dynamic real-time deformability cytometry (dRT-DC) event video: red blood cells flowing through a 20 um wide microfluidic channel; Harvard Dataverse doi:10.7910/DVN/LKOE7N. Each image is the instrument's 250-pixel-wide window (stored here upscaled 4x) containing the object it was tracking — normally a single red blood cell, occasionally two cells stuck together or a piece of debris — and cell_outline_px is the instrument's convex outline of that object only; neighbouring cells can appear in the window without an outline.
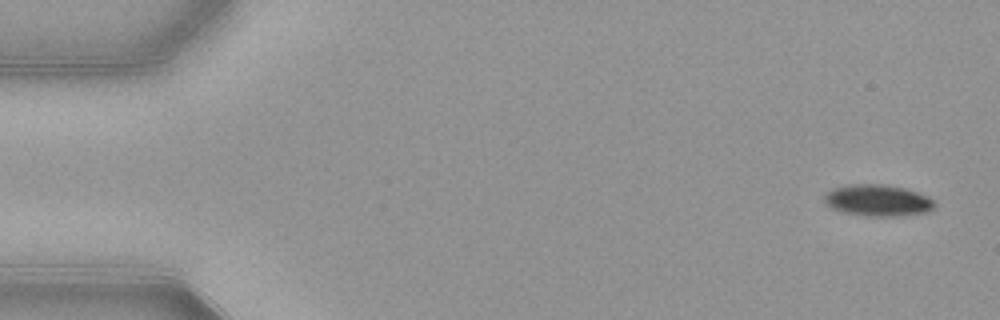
{"species": "common noctule bat (a hibernating species)", "species_latin": "Nyctalus noctula", "temperature_condition": "warm", "stored_images_in_passage": 52, "camera_frame_rate_fps": 3000, "um_per_image_px": 0.085, "animal": {"sex": "female", "body_mass_g": 21.9}, "frame": {"image": 1, "passage_image": 1, "time_ms": 0.0, "image_size_px": [1000, 320], "cell_outline_px": [[936, 204], [928, 212], [896, 216], [868, 216], [844, 212], [832, 208], [824, 200], [824, 192], [832, 188], [844, 184], [884, 184], [904, 188], [928, 196]], "centroid_in_image_um": [74.58, 17.02], "position_along_channel_um": 10.4, "area_um2": 20.29}}
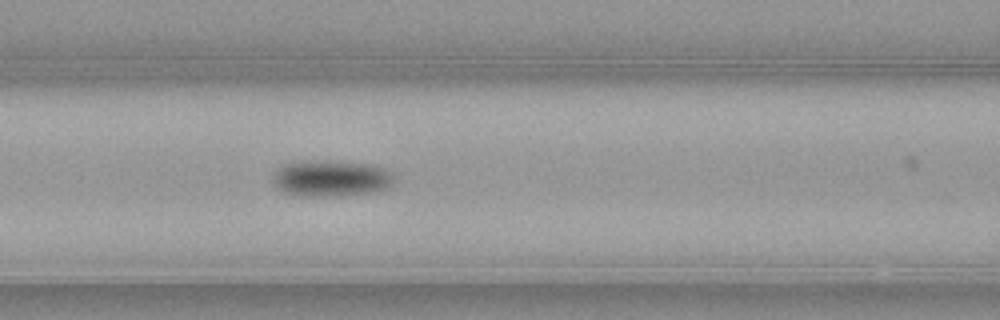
{"frame": {"image": 2, "passage_image": 21, "time_ms": 6.667, "image_size_px": [1000, 320], "cell_outline_px": [[392, 184], [388, 188], [372, 192], [336, 196], [296, 196], [284, 192], [276, 188], [272, 180], [272, 172], [276, 168], [292, 160], [328, 160], [368, 164], [384, 168], [392, 172]], "centroid_in_image_um": [28.04, 15.14], "position_along_channel_um": 138.6, "area_um2": 26.24}}
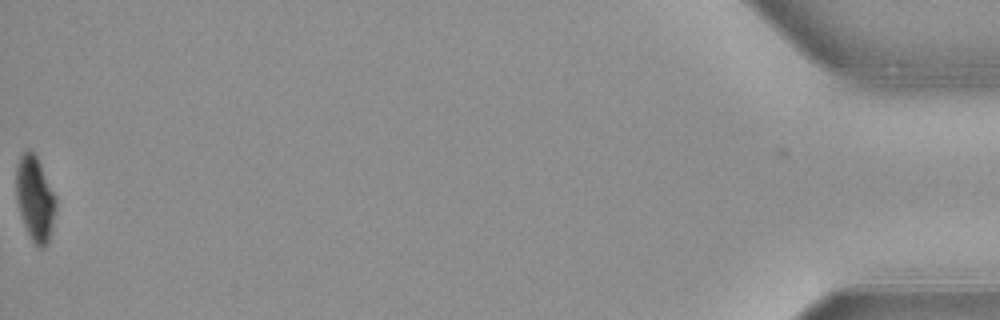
{"frame": {"image": 3, "passage_image": 52, "time_ms": 17.0, "image_size_px": [1000, 320], "cell_outline_px": [[56, 208], [48, 240], [40, 248], [36, 248], [24, 224], [16, 200], [16, 168], [20, 156], [28, 148], [36, 156], [40, 164], [56, 200]], "centroid_in_image_um": [2.95, 16.86], "position_along_channel_um": 432.3, "area_um2": 19.02}, "authors_computed_cell_mechanics": {"area_um2": 22.4842, "velocity_mm_per_s": 3.8926, "shape_relaxation_time_tau1_ms": 2.9073, "shape_relaxation_time_tau2_ms": null, "deformation_change_tau1": 0.1016, "deformation_change_tau2": null}}